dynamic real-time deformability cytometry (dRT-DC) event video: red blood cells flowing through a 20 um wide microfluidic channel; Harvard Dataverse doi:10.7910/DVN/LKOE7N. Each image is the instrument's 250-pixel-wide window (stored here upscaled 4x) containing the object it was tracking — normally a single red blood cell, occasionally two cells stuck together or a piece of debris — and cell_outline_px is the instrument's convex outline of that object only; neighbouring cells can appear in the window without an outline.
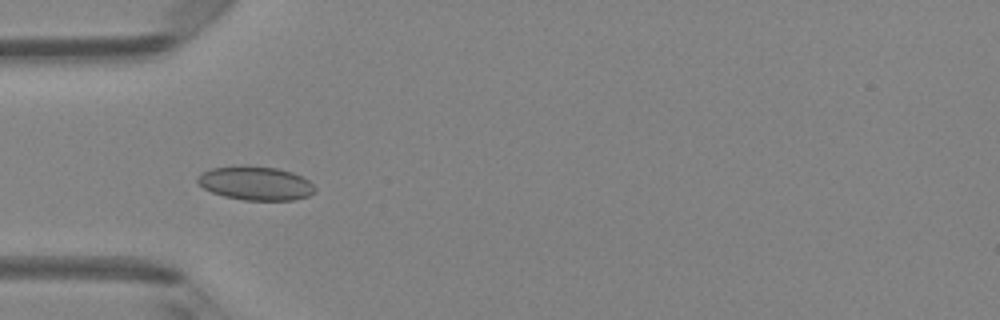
{"species": "Egyptian fruit bat (a non-hibernating species)", "species_latin": "Rousettus aegyptiacus", "temperature_condition": "room temperature", "stored_images_in_passage": 6, "camera_frame_rate_fps": 3000, "um_per_image_px": 0.085, "animal": {"sex": "female"}, "frame": {"image": 1, "passage_image": 3, "time_ms": 0.667, "image_size_px": [1000, 320], "cell_outline_px": [[316, 192], [308, 196], [292, 200], [244, 200], [224, 196], [212, 192], [204, 188], [196, 180], [196, 176], [212, 168], [276, 168], [292, 172], [304, 176], [316, 188]], "centroid_in_image_um": [21.78, 15.62], "position_along_channel_um": 63.2, "area_um2": 22.43}}
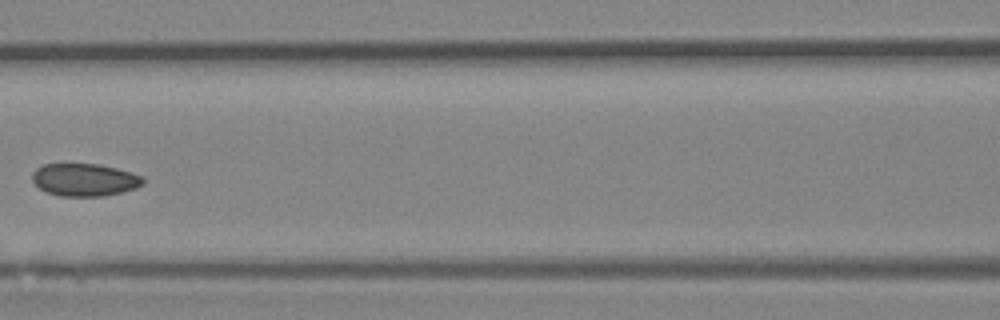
{"frame": {"image": 2, "passage_image": 5, "time_ms": 1.333, "image_size_px": [1000, 320], "cell_outline_px": [[144, 184], [136, 188], [104, 196], [60, 196], [48, 192], [40, 188], [32, 180], [32, 172], [36, 168], [44, 164], [96, 164], [116, 168], [132, 172], [144, 176]], "centroid_in_image_um": [7.21, 15.28], "position_along_channel_um": 159.4, "area_um2": 21.04}}
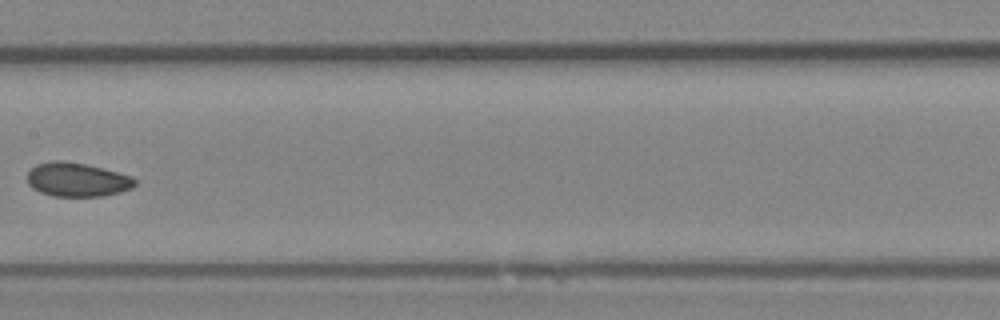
{"frame": {"image": 3, "passage_image": 6, "time_ms": 1.667, "image_size_px": [1000, 320], "cell_outline_px": [[136, 184], [132, 188], [120, 192], [100, 196], [52, 196], [40, 192], [32, 188], [28, 184], [28, 172], [36, 164], [52, 160], [64, 160], [84, 164], [132, 176], [136, 180]], "centroid_in_image_um": [6.53, 15.27], "position_along_channel_um": 200.9, "area_um2": 21.21}}